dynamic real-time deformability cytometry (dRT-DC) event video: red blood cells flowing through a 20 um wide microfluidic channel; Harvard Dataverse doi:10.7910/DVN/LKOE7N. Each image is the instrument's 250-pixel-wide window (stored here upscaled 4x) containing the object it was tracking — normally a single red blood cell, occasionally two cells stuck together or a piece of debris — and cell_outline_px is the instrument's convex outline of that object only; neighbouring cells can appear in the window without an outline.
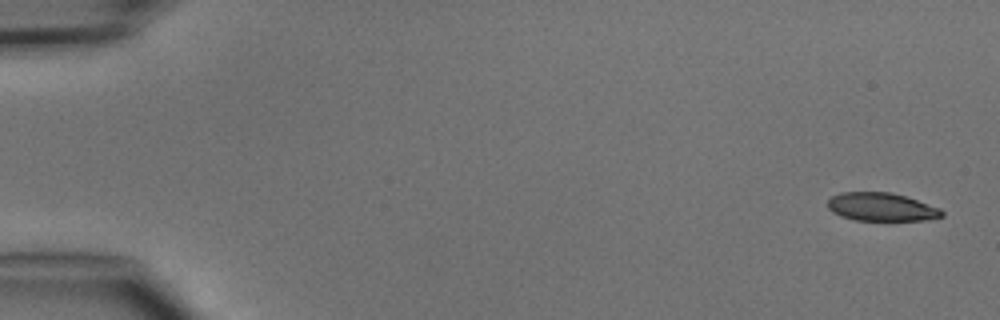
{"species": "common noctule bat (a hibernating species)", "species_latin": "Nyctalus noctula", "temperature_condition": "cold", "stored_images_in_passage": 3, "camera_frame_rate_fps": 3000, "um_per_image_px": 0.085, "animal": {"sex": "male", "body_mass_g": 15.6}, "frame": {"image": 1, "passage_image": 1, "time_ms": 0.0, "image_size_px": [1000, 320], "cell_outline_px": [[944, 216], [924, 220], [852, 220], [840, 216], [832, 212], [828, 208], [828, 200], [832, 196], [840, 192], [892, 192], [940, 208], [944, 212]], "centroid_in_image_um": [74.89, 17.59], "position_along_channel_um": 10.1, "area_um2": 18.79}}